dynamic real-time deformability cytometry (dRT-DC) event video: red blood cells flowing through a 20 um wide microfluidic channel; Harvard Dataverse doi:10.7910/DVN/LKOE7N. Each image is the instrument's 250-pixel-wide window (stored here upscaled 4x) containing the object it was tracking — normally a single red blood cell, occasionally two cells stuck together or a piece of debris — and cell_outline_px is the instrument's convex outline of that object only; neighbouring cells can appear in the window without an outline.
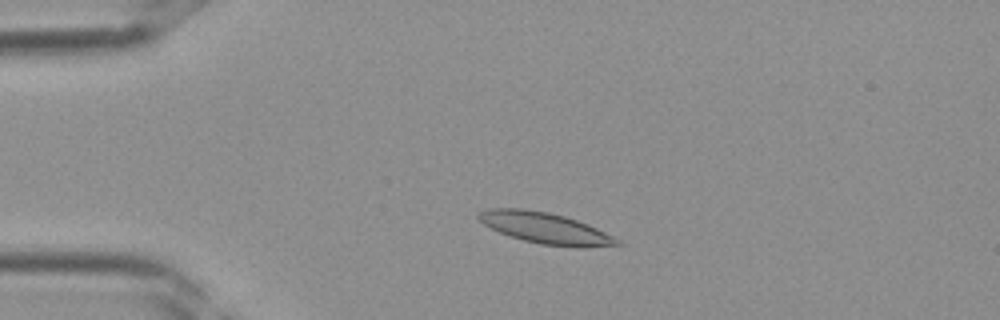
{"species": "Egyptian fruit bat (a non-hibernating species)", "species_latin": "Rousettus aegyptiacus", "temperature_condition": "room temperature", "stored_images_in_passage": 36, "camera_frame_rate_fps": 3000, "um_per_image_px": 0.085, "frame": {"image": 1, "passage_image": 7, "time_ms": 2.0, "image_size_px": [1000, 320], "cell_outline_px": [[624, 244], [584, 248], [576, 248], [540, 244], [524, 240], [500, 232], [484, 224], [476, 216], [480, 212], [488, 208], [524, 208], [548, 212], [564, 216], [588, 224], [620, 240]], "centroid_in_image_um": [46.38, 19.39], "position_along_channel_um": 38.6, "area_um2": 25.03}}
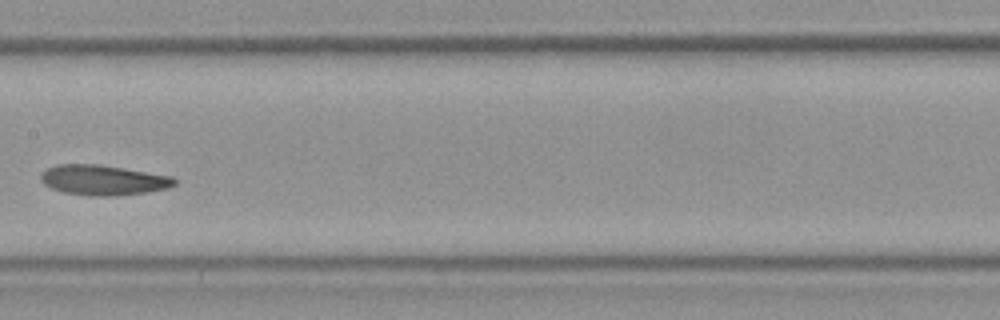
{"frame": {"image": 2, "passage_image": 18, "time_ms": 5.667, "image_size_px": [1000, 320], "cell_outline_px": [[176, 184], [168, 188], [144, 192], [108, 196], [92, 196], [64, 192], [52, 188], [44, 184], [40, 180], [40, 172], [56, 164], [96, 164], [124, 168], [172, 176], [176, 180]], "centroid_in_image_um": [8.74, 15.29], "position_along_channel_um": 198.7, "area_um2": 23.35}}
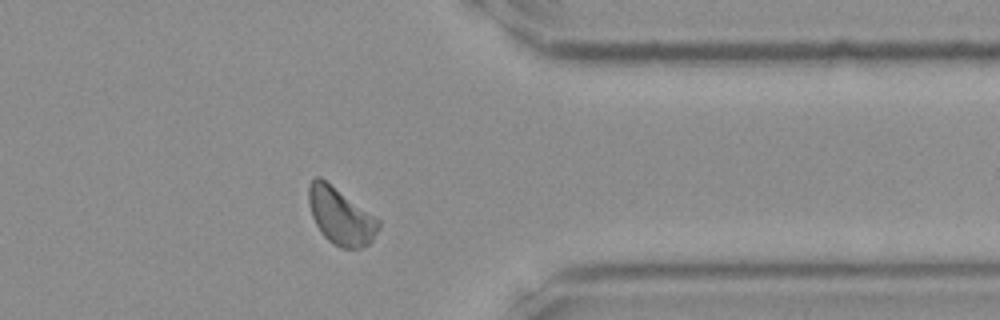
{"frame": {"image": 3, "passage_image": 29, "time_ms": 9.333, "image_size_px": [1000, 320], "cell_outline_px": [[380, 228], [372, 240], [368, 244], [360, 248], [340, 248], [332, 244], [320, 232], [312, 216], [308, 204], [308, 184], [316, 176], [320, 176], [376, 216], [380, 220]], "centroid_in_image_um": [28.95, 18.37], "position_along_channel_um": 382.5, "area_um2": 23.35}}